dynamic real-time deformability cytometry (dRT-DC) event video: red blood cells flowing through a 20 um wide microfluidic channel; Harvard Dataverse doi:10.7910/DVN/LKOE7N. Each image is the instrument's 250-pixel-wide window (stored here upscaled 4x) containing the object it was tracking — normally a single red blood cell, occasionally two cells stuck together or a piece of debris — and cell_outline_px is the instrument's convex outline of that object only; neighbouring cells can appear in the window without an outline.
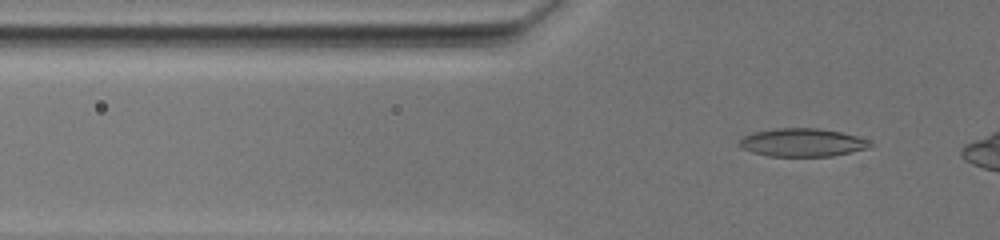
{"species": "common noctule bat (a hibernating species)", "species_latin": "Nyctalus noctula", "temperature_condition": "warm", "stored_images_in_passage": 58, "camera_frame_rate_fps": 3000, "um_per_image_px": 0.085, "animal": {"sex": "female", "body_mass_g": 19.5, "forearm_length_mm": 54.1}, "frame": {"image": 1, "passage_image": 19, "time_ms": 6.0, "image_size_px": [1000, 240], "cell_outline_px": [[876, 144], [868, 148], [832, 156], [768, 156], [752, 152], [744, 148], [740, 144], [740, 140], [744, 136], [756, 132], [776, 128], [816, 128], [840, 132], [856, 136], [868, 140]], "centroid_in_image_um": [68.25, 12.11], "position_along_channel_um": 57.6, "area_um2": 21.21}}
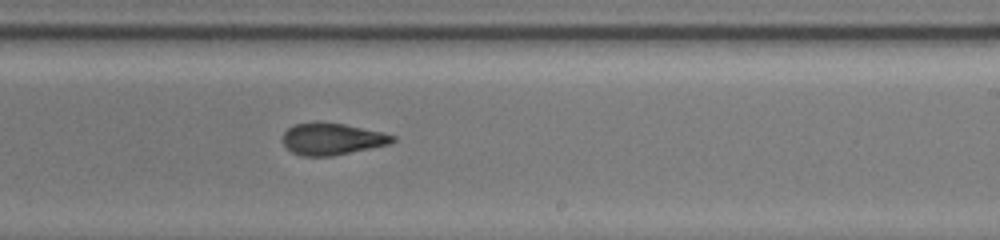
{"frame": {"image": 2, "passage_image": 41, "time_ms": 13.333, "image_size_px": [1000, 240], "cell_outline_px": [[396, 140], [392, 144], [332, 156], [300, 156], [292, 152], [284, 144], [284, 132], [288, 128], [296, 124], [316, 120], [320, 120], [344, 124], [384, 132], [396, 136]], "centroid_in_image_um": [28.26, 11.79], "position_along_channel_um": 260.7, "area_um2": 20.75}}
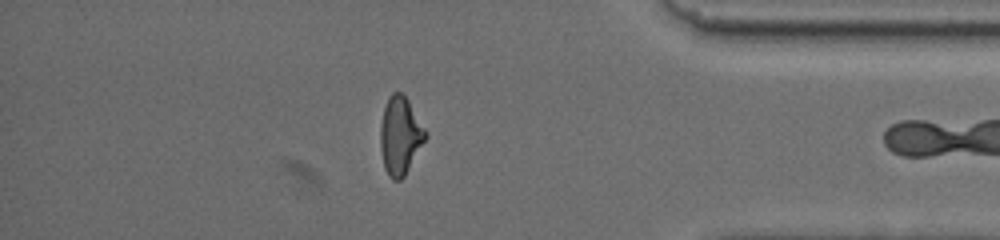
{"frame": {"image": 3, "passage_image": 56, "time_ms": 18.667, "image_size_px": [1000, 240], "cell_outline_px": [[428, 136], [404, 176], [400, 180], [392, 180], [388, 176], [384, 168], [380, 148], [380, 124], [384, 108], [388, 96], [392, 92], [400, 92], [408, 100], [428, 132]], "centroid_in_image_um": [34.01, 11.53], "position_along_channel_um": 401.2, "area_um2": 20.63}}